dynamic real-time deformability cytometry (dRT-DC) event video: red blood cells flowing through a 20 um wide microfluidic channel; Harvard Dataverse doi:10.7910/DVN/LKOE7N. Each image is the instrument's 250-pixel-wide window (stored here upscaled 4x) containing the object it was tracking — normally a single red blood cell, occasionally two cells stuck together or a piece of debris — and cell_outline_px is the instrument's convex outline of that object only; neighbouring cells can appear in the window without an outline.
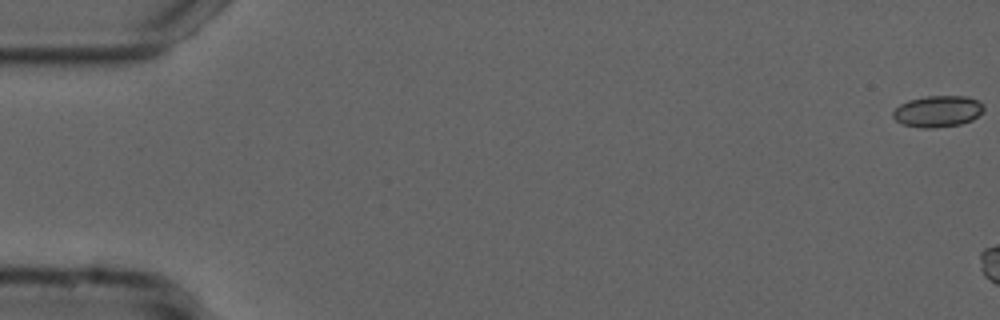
{"species": "common noctule bat (a hibernating species)", "species_latin": "Nyctalus noctula", "temperature_condition": "cold", "stored_images_in_passage": 14, "camera_frame_rate_fps": 3000, "um_per_image_px": 0.085, "animal": {"sex": "male", "forearm_length_mm": 52.5}, "frame": {"image": 1, "passage_image": 1, "time_ms": 0.0, "image_size_px": [1000, 320], "cell_outline_px": [[984, 108], [972, 120], [960, 124], [932, 128], [920, 128], [904, 124], [896, 120], [892, 116], [892, 112], [900, 104], [908, 100], [924, 96], [968, 96], [984, 104]], "centroid_in_image_um": [79.69, 9.45], "position_along_channel_um": 5.3, "area_um2": 16.53}}